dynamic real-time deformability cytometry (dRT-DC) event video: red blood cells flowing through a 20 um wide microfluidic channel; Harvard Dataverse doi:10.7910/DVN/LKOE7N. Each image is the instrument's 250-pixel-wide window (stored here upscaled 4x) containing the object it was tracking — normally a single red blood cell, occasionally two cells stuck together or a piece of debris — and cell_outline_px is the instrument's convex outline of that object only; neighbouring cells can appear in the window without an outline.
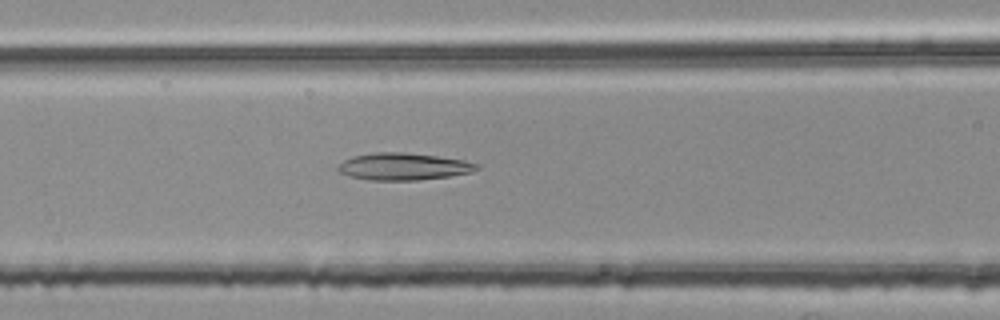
{"species": "common noctule bat (a hibernating species)", "species_latin": "Nyctalus noctula", "temperature_condition": "room temperature", "stored_images_in_passage": 47, "camera_frame_rate_fps": 3000, "um_per_image_px": 0.085, "animal": {"sex": "female", "body_mass_g": 25.1}, "frame": {"image": 1, "passage_image": 16, "time_ms": 5.0, "image_size_px": [1000, 320], "cell_outline_px": [[480, 168], [472, 172], [448, 176], [416, 180], [368, 180], [352, 176], [340, 172], [336, 168], [344, 160], [352, 156], [376, 152], [404, 152], [436, 156], [464, 160], [480, 164]], "centroid_in_image_um": [34.31, 14.15], "position_along_channel_um": 132.3, "area_um2": 21.79}}
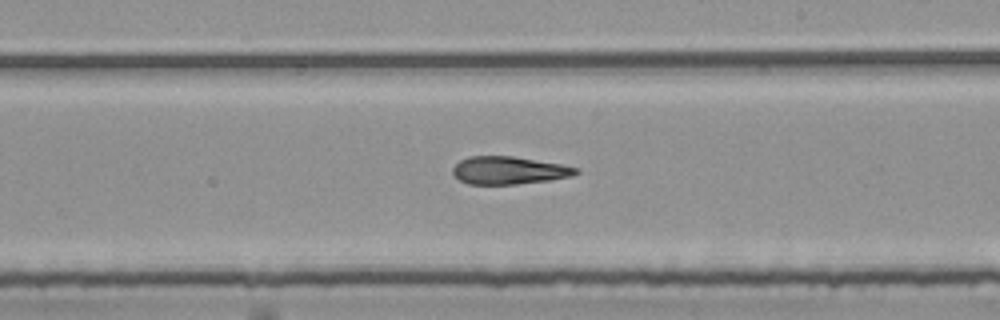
{"frame": {"image": 2, "passage_image": 25, "time_ms": 8.0, "image_size_px": [1000, 320], "cell_outline_px": [[580, 172], [572, 176], [548, 180], [516, 184], [468, 184], [460, 180], [452, 172], [452, 168], [460, 160], [468, 156], [512, 156], [560, 164], [580, 168]], "centroid_in_image_um": [43.25, 14.48], "position_along_channel_um": 245.7, "area_um2": 19.83}}
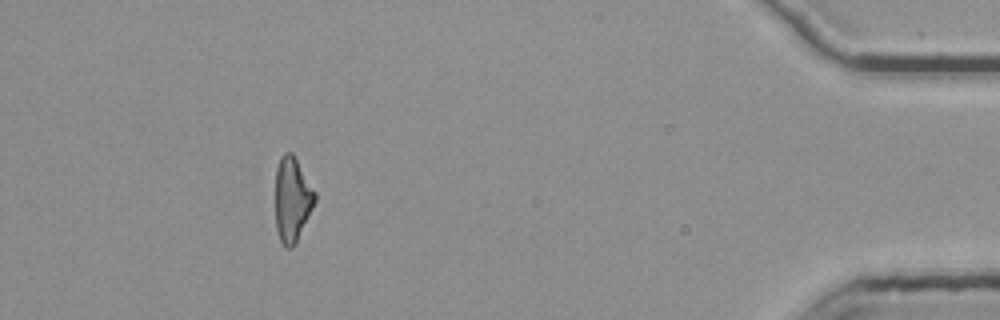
{"frame": {"image": 3, "passage_image": 43, "time_ms": 14.0, "image_size_px": [1000, 320], "cell_outline_px": [[316, 200], [296, 244], [292, 248], [288, 248], [280, 240], [276, 228], [276, 168], [280, 156], [284, 152], [292, 152], [316, 192]], "centroid_in_image_um": [24.84, 16.94], "position_along_channel_um": 410.4, "area_um2": 19.48}, "authors_computed_cell_mechanics": {"area_um2": 20.519, "velocity_mm_per_s": 3.785, "shape_relaxation_time_tau1_ms": null, "shape_relaxation_time_tau2_ms": 6.6112, "deformation_change_tau1": null, "deformation_change_tau2": 0.2018}}